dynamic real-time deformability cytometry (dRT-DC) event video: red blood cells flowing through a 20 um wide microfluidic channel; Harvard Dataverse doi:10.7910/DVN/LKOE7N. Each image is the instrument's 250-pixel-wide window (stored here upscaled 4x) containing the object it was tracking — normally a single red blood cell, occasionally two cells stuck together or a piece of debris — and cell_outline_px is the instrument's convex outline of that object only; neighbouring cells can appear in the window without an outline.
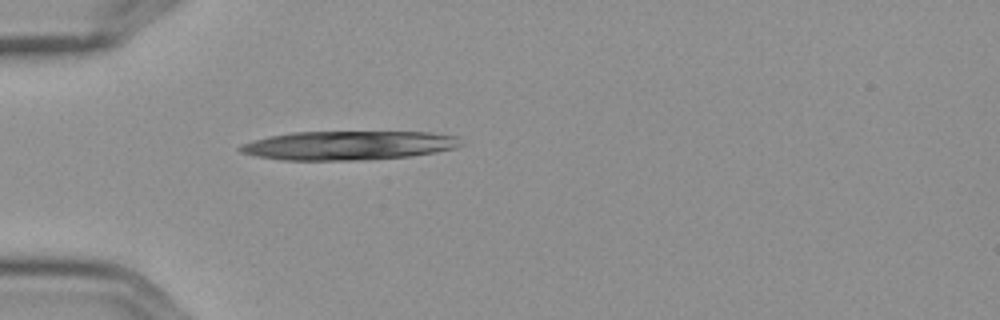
{"species": "Egyptian fruit bat (a non-hibernating species)", "species_latin": "Rousettus aegyptiacus", "temperature_condition": "cold", "stored_images_in_passage": 2, "camera_frame_rate_fps": 3000, "um_per_image_px": 0.085, "frame": {"image": 1, "passage_image": 2, "time_ms": 0.333, "image_size_px": [1000, 320], "cell_outline_px": [[464, 144], [456, 148], [436, 152], [408, 156], [360, 160], [280, 160], [256, 156], [240, 152], [236, 148], [240, 144], [252, 140], [268, 136], [292, 132], [428, 132], [456, 136]], "centroid_in_image_um": [29.57, 12.36], "position_along_channel_um": 55.4, "area_um2": 37.45}}